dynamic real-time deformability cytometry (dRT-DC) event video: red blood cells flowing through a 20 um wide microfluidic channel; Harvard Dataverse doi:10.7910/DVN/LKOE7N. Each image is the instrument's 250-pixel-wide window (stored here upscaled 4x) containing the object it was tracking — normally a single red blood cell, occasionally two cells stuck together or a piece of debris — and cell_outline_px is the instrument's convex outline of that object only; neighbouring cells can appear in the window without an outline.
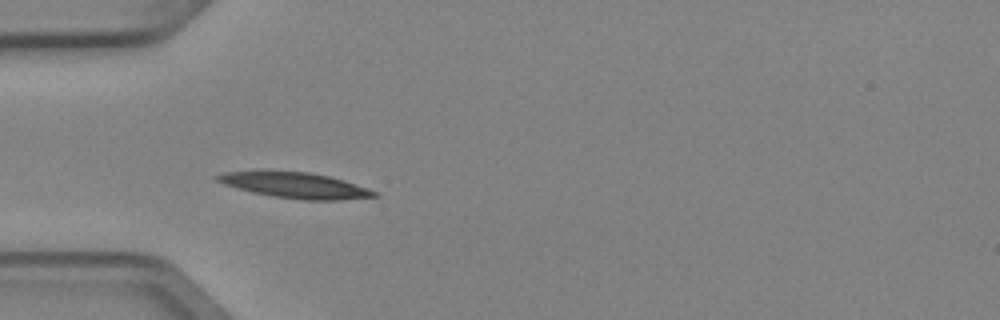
{"species": "Egyptian fruit bat (a non-hibernating species)", "species_latin": "Rousettus aegyptiacus", "temperature_condition": "cold", "stored_images_in_passage": 5, "camera_frame_rate_fps": 3000, "um_per_image_px": 0.085, "animal": {"sex": "female"}, "frame": {"image": 1, "passage_image": 4, "time_ms": 1.0, "image_size_px": [1000, 320], "cell_outline_px": [[380, 196], [336, 200], [304, 200], [272, 196], [252, 192], [224, 184], [216, 180], [216, 176], [220, 172], [308, 172], [328, 176], [344, 180], [380, 192]], "centroid_in_image_um": [25.17, 15.77], "position_along_channel_um": 59.8, "area_um2": 23.06}}
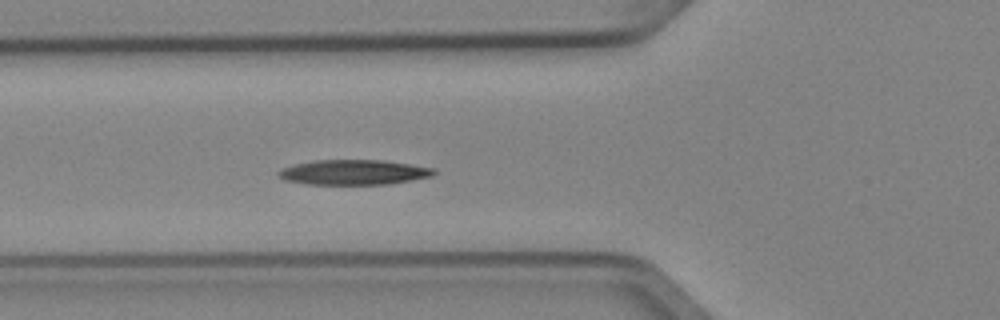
{"frame": {"image": 2, "passage_image": 5, "time_ms": 1.333, "image_size_px": [1000, 320], "cell_outline_px": [[436, 172], [432, 176], [412, 180], [388, 184], [308, 184], [284, 180], [276, 176], [276, 172], [280, 168], [292, 164], [312, 160], [380, 160], [436, 168]], "centroid_in_image_um": [29.99, 14.64], "position_along_channel_um": 95.8, "area_um2": 22.83}}